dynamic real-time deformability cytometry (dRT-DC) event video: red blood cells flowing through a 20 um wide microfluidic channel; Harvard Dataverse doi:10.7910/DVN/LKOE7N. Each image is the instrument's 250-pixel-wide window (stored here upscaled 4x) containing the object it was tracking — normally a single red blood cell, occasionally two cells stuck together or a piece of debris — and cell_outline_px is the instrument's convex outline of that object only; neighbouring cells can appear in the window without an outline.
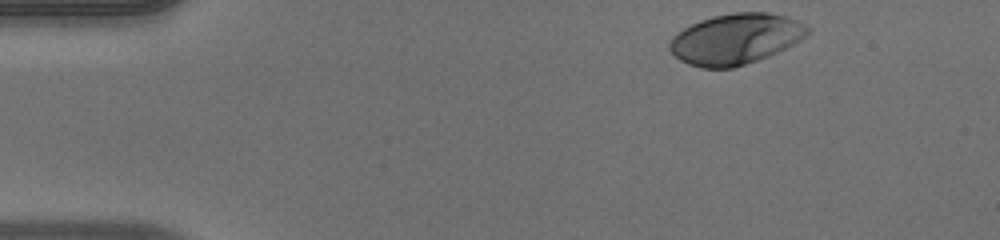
{"species": "human", "species_latin": "Homo sapiens", "temperature_condition": "warm", "stored_images_in_passage": 5, "camera_frame_rate_fps": 3000, "um_per_image_px": 0.085, "donor": {"sex": "male"}, "frame": {"image": 1, "passage_image": 1, "time_ms": 0.0, "image_size_px": [1000, 240], "cell_outline_px": [[812, 28], [800, 40], [768, 56], [732, 68], [700, 68], [688, 64], [680, 60], [668, 48], [668, 44], [672, 36], [684, 28], [700, 20], [732, 12], [768, 12], [788, 16], [808, 24]], "centroid_in_image_um": [62.54, 3.3], "position_along_channel_um": 22.5, "area_um2": 40.69}}